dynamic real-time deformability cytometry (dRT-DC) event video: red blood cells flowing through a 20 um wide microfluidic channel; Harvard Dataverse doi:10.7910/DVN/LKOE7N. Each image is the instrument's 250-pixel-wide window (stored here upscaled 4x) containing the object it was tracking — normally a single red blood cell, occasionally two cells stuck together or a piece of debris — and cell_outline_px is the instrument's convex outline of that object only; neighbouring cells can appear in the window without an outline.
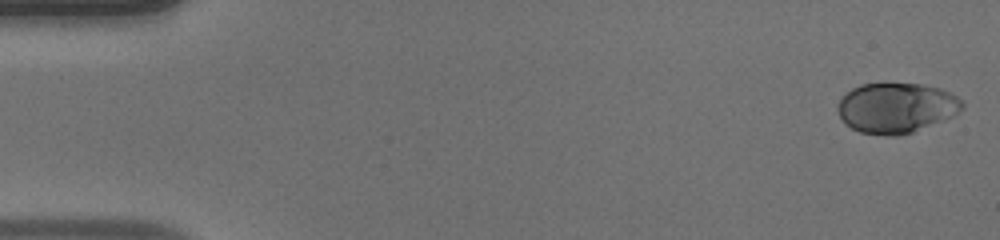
{"species": "human", "species_latin": "Homo sapiens", "temperature_condition": "warm", "stored_images_in_passage": 49, "camera_frame_rate_fps": 3000, "um_per_image_px": 0.085, "donor": {"sex": "male"}, "frame": {"image": 1, "passage_image": 1, "time_ms": 0.0, "image_size_px": [1000, 240], "cell_outline_px": [[964, 108], [952, 116], [912, 132], [900, 136], [884, 136], [860, 132], [844, 124], [836, 108], [836, 104], [852, 88], [860, 84], [920, 84], [940, 88], [964, 100]], "centroid_in_image_um": [76.17, 9.18], "position_along_channel_um": 8.8, "area_um2": 36.41}}
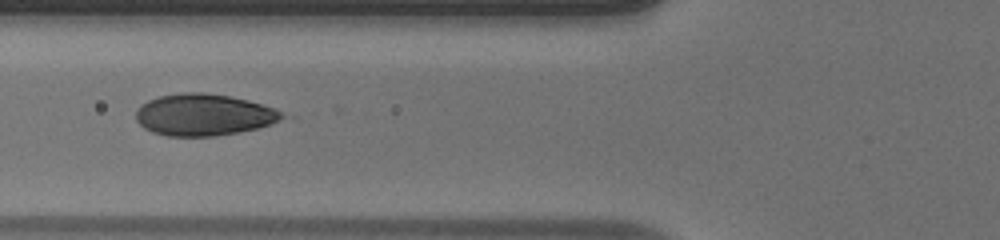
{"frame": {"image": 2, "passage_image": 19, "time_ms": 6.0, "image_size_px": [1000, 240], "cell_outline_px": [[284, 116], [268, 124], [256, 128], [236, 132], [212, 136], [168, 136], [152, 132], [144, 128], [136, 120], [136, 112], [140, 104], [148, 100], [160, 96], [180, 92], [204, 92], [228, 96], [248, 100], [272, 108], [280, 112]], "centroid_in_image_um": [17.22, 9.75], "position_along_channel_um": 108.6, "area_um2": 35.03}}
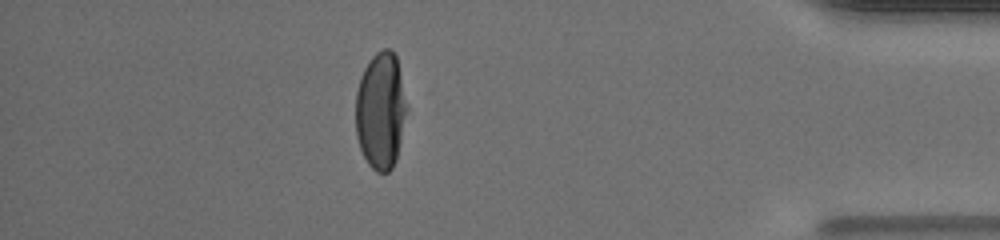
{"frame": {"image": 3, "passage_image": 43, "time_ms": 14.0, "image_size_px": [1000, 240], "cell_outline_px": [[408, 108], [396, 160], [392, 168], [388, 172], [376, 172], [368, 164], [360, 148], [356, 136], [356, 92], [364, 68], [372, 56], [376, 52], [384, 48], [388, 48], [396, 56]], "centroid_in_image_um": [32.36, 9.42], "position_along_channel_um": 402.8, "area_um2": 34.85}, "authors_computed_cell_mechanics": {"area_um2": 36.125, "velocity_mm_per_s": 4.1897, "shape_relaxation_time_tau1_ms": 3.4987, "shape_relaxation_time_tau2_ms": null, "deformation_change_tau1": 0.2132, "deformation_change_tau2": null}}